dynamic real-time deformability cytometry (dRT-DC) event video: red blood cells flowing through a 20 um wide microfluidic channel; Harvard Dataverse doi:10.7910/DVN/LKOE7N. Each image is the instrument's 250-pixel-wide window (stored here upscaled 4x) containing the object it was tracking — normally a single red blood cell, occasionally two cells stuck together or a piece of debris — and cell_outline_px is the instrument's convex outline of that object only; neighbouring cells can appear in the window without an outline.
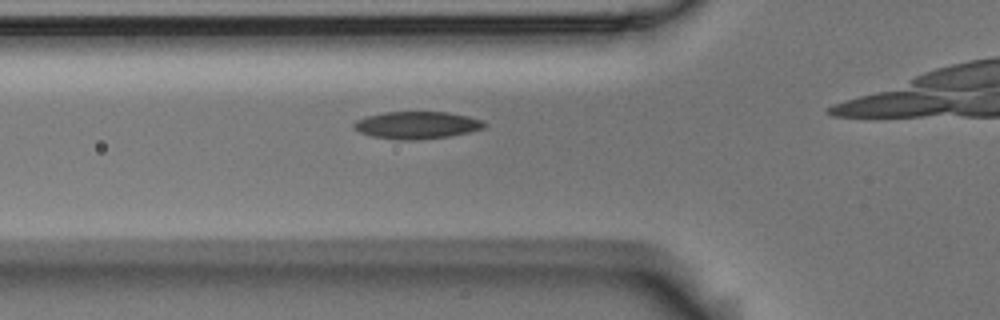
{"species": "Egyptian fruit bat (a non-hibernating species)", "species_latin": "Rousettus aegyptiacus", "temperature_condition": "room temperature", "stored_images_in_passage": 13, "camera_frame_rate_fps": 3000, "um_per_image_px": 0.085, "animal": {"sex": "male"}, "frame": {"image": 1, "passage_image": 8, "time_ms": 2.333, "image_size_px": [1000, 320], "cell_outline_px": [[488, 124], [484, 128], [468, 132], [448, 136], [416, 140], [396, 140], [372, 136], [360, 132], [352, 128], [352, 124], [356, 120], [364, 116], [384, 112], [448, 112], [468, 116], [484, 120]], "centroid_in_image_um": [35.41, 10.63], "position_along_channel_um": 90.4, "area_um2": 20.98}}
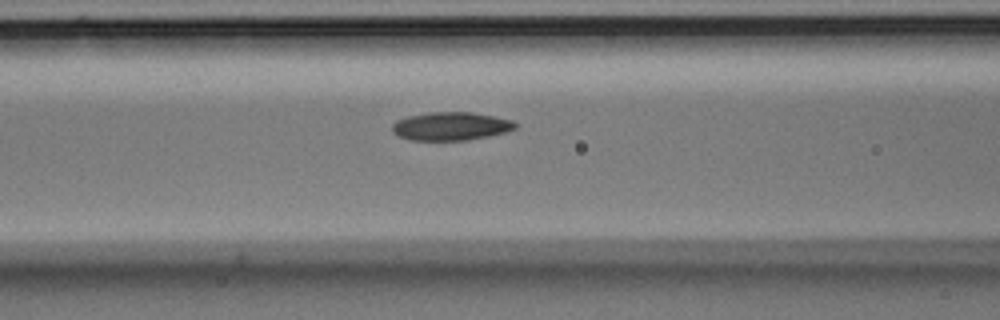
{"frame": {"image": 2, "passage_image": 11, "time_ms": 3.333, "image_size_px": [1000, 320], "cell_outline_px": [[516, 128], [504, 132], [488, 136], [468, 140], [412, 140], [400, 136], [392, 132], [392, 124], [396, 120], [408, 116], [428, 112], [472, 112], [512, 120], [516, 124]], "centroid_in_image_um": [38.29, 10.72], "position_along_channel_um": 128.3, "area_um2": 20.17}}